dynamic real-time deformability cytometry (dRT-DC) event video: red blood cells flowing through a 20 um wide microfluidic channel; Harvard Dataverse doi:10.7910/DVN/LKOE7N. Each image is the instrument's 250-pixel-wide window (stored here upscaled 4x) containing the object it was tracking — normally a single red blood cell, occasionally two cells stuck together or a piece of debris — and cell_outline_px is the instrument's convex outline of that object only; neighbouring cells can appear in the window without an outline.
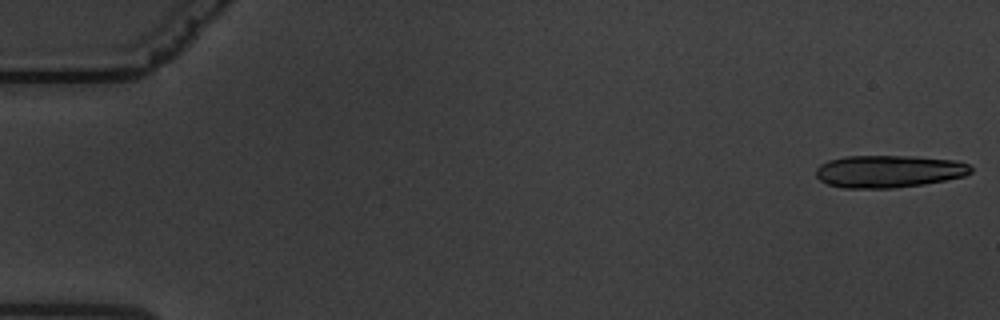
{"species": "common noctule bat (a hibernating species)", "species_latin": "Nyctalus noctula", "temperature_condition": "warm", "stored_images_in_passage": 19, "camera_frame_rate_fps": 3000, "um_per_image_px": 0.085, "animal": {"sex": "male", "body_mass_g": 19.5, "forearm_length_mm": 54.6}, "frame": {"image": 1, "passage_image": 1, "time_ms": 0.0, "image_size_px": [1000, 320], "cell_outline_px": [[972, 172], [964, 176], [924, 184], [892, 188], [844, 188], [828, 184], [820, 180], [816, 176], [816, 168], [820, 164], [828, 160], [848, 156], [912, 156], [952, 160], [968, 164], [972, 168]], "centroid_in_image_um": [75.52, 14.56], "position_along_channel_um": 9.5, "area_um2": 29.13}}